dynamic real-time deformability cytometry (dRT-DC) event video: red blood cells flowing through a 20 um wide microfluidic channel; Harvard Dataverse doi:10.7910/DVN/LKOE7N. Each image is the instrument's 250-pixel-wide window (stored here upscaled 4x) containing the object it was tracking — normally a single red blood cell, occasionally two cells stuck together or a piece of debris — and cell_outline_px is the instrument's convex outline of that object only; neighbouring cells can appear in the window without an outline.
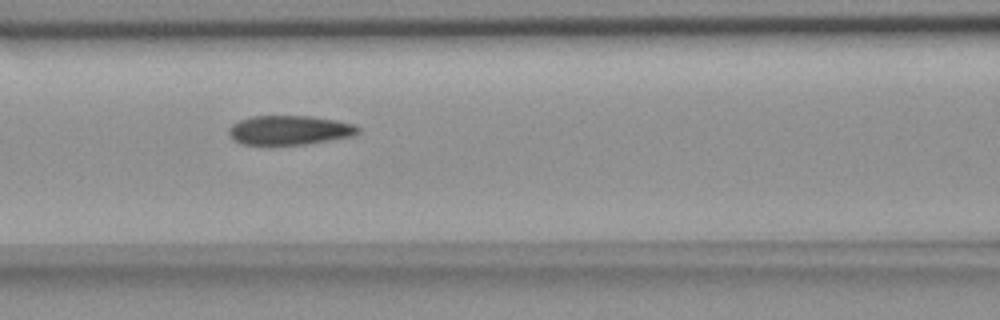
{"species": "common noctule bat (a hibernating species)", "species_latin": "Nyctalus noctula", "temperature_condition": "room temperature", "stored_images_in_passage": 4, "camera_frame_rate_fps": 3000, "um_per_image_px": 0.085, "animal": {"sex": "female", "body_mass_g": 18.4}, "frame": {"image": 1, "passage_image": 3, "time_ms": 2.0, "image_size_px": [1000, 320], "cell_outline_px": [[360, 132], [352, 136], [304, 144], [268, 148], [240, 144], [232, 140], [228, 132], [228, 128], [232, 124], [240, 120], [252, 116], [312, 116], [336, 120], [352, 124], [360, 128]], "centroid_in_image_um": [24.51, 11.11], "position_along_channel_um": 142.1, "area_um2": 22.89}}
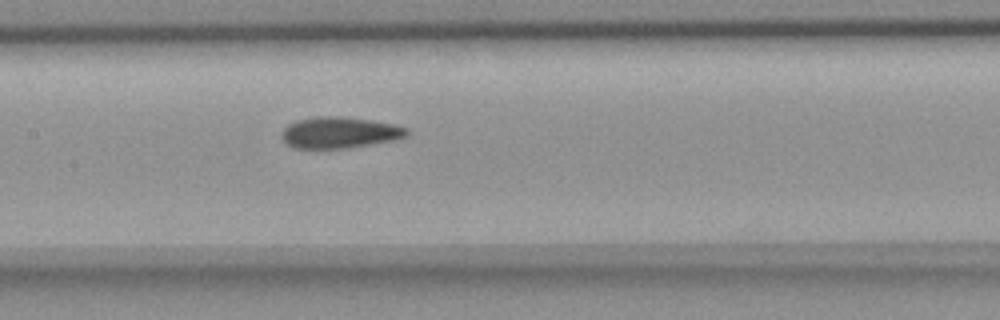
{"frame": {"image": 2, "passage_image": 4, "time_ms": 3.0, "image_size_px": [1000, 320], "cell_outline_px": [[408, 136], [392, 140], [348, 148], [296, 148], [288, 144], [284, 140], [284, 128], [288, 124], [296, 120], [316, 116], [340, 116], [372, 120], [392, 124], [408, 128]], "centroid_in_image_um": [28.88, 11.25], "position_along_channel_um": 178.5, "area_um2": 22.54}}